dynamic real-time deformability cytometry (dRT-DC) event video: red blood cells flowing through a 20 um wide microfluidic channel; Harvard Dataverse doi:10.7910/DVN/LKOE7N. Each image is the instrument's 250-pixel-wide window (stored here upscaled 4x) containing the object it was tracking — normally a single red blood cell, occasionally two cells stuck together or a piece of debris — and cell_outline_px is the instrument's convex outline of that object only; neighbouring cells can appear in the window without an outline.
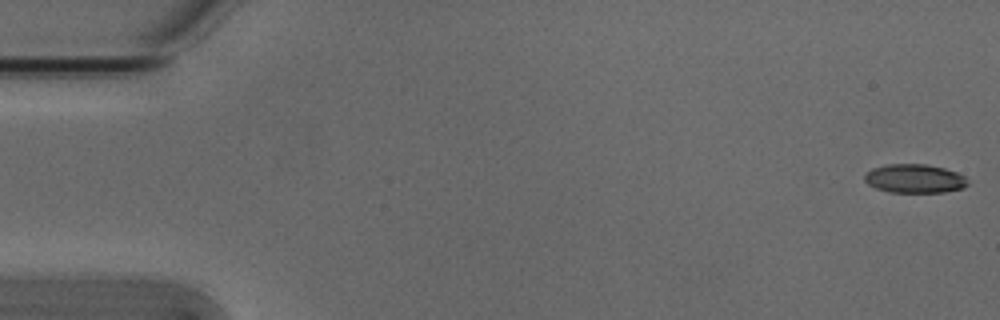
{"species": "Egyptian fruit bat (a non-hibernating species)", "species_latin": "Rousettus aegyptiacus", "temperature_condition": "cold", "stored_images_in_passage": 51, "camera_frame_rate_fps": 3000, "um_per_image_px": 0.085, "animal": {"sex": "male"}, "frame": {"image": 1, "passage_image": 1, "time_ms": 0.0, "image_size_px": [1000, 320], "cell_outline_px": [[968, 184], [964, 188], [944, 192], [888, 192], [876, 188], [868, 184], [864, 180], [864, 176], [872, 168], [888, 164], [924, 164], [944, 168], [956, 172], [964, 176]], "centroid_in_image_um": [77.73, 15.18], "position_along_channel_um": 7.3, "area_um2": 17.22}}
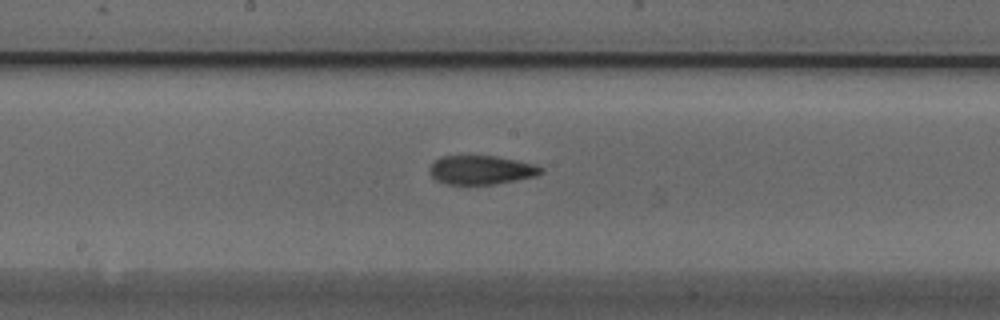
{"frame": {"image": 2, "passage_image": 28, "time_ms": 9.0, "image_size_px": [1000, 320], "cell_outline_px": [[544, 172], [536, 176], [496, 184], [444, 184], [436, 180], [432, 176], [432, 164], [440, 156], [496, 156], [536, 164], [544, 168]], "centroid_in_image_um": [40.96, 14.45], "position_along_channel_um": 207.2, "area_um2": 18.67}}
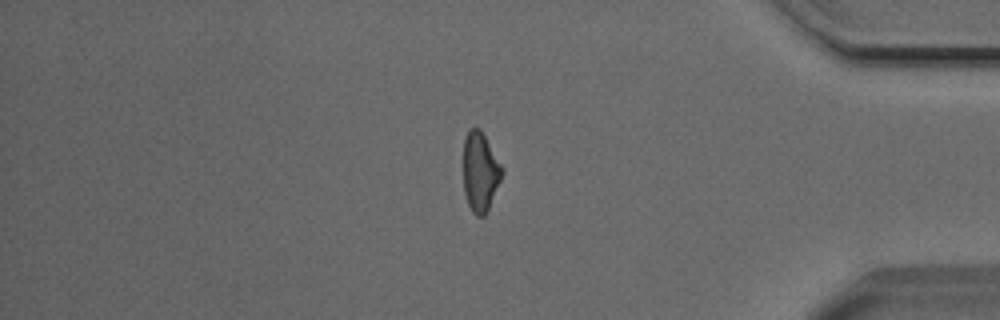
{"frame": {"image": 3, "passage_image": 45, "time_ms": 14.667, "image_size_px": [1000, 320], "cell_outline_px": [[504, 172], [488, 208], [484, 216], [476, 216], [472, 212], [468, 204], [464, 192], [464, 140], [468, 128], [480, 128], [504, 168]], "centroid_in_image_um": [40.82, 14.58], "position_along_channel_um": 394.4, "area_um2": 17.86}}